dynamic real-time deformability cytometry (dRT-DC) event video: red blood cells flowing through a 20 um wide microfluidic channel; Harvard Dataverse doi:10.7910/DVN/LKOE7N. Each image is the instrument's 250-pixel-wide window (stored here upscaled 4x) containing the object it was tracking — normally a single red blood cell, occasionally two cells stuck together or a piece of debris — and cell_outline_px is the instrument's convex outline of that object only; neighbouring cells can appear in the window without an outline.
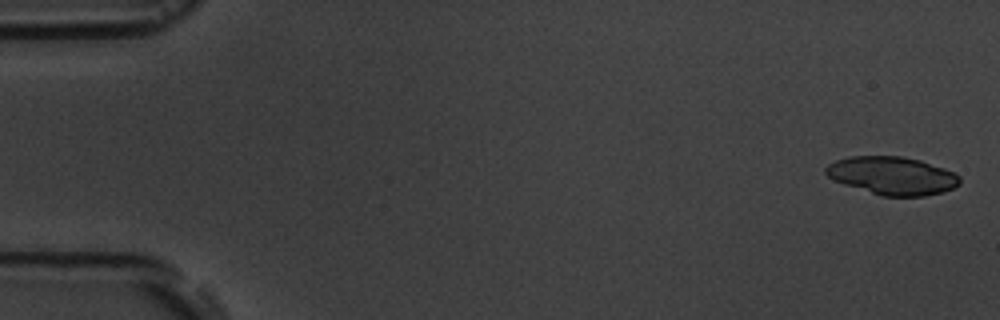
{"species": "common noctule bat (a hibernating species)", "species_latin": "Nyctalus noctula", "temperature_condition": "room temperature", "stored_images_in_passage": 10, "camera_frame_rate_fps": 3000, "um_per_image_px": 0.085, "animal": {"sex": "male", "body_mass_g": 19.5, "forearm_length_mm": 54.6}, "frame": {"image": 1, "passage_image": 1, "time_ms": 0.0, "image_size_px": [1000, 320], "cell_outline_px": [[960, 184], [944, 192], [924, 196], [880, 196], [844, 184], [828, 176], [824, 172], [824, 168], [828, 164], [836, 160], [848, 156], [900, 156], [920, 160], [944, 168], [960, 176]], "centroid_in_image_um": [75.84, 14.93], "position_along_channel_um": 9.2, "area_um2": 29.71}}
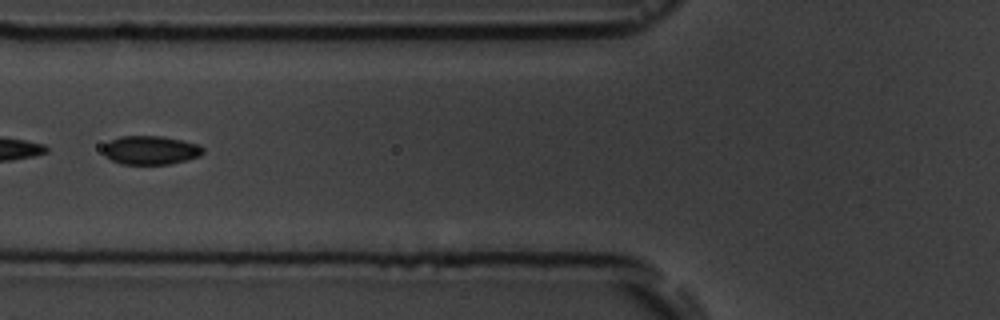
{"frame": {"image": 2, "passage_image": 6, "time_ms": 6.667, "image_size_px": [1000, 320], "cell_outline_px": [[204, 152], [200, 156], [168, 164], [120, 164], [104, 156], [104, 144], [108, 140], [120, 136], [160, 136], [200, 144], [204, 148]], "centroid_in_image_um": [12.78, 12.76], "position_along_channel_um": 113.0, "area_um2": 16.76}}
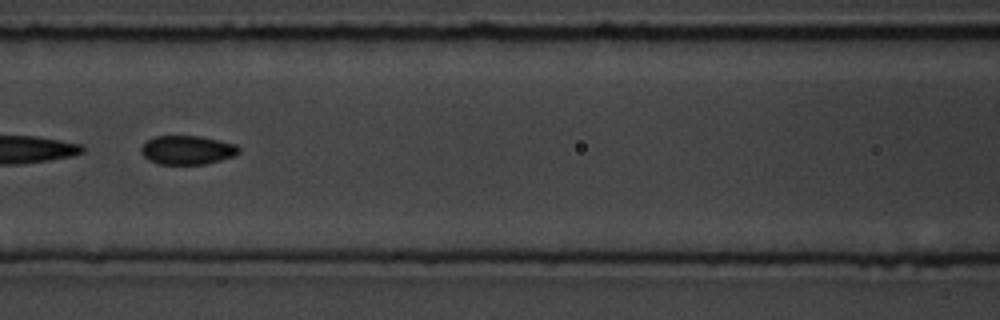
{"frame": {"image": 3, "passage_image": 7, "time_ms": 7.667, "image_size_px": [1000, 320], "cell_outline_px": [[240, 152], [236, 156], [204, 164], [160, 164], [148, 160], [140, 152], [140, 148], [148, 140], [156, 136], [200, 136], [220, 140], [236, 144], [240, 148]], "centroid_in_image_um": [15.94, 12.75], "position_along_channel_um": 150.7, "area_um2": 16.53}}